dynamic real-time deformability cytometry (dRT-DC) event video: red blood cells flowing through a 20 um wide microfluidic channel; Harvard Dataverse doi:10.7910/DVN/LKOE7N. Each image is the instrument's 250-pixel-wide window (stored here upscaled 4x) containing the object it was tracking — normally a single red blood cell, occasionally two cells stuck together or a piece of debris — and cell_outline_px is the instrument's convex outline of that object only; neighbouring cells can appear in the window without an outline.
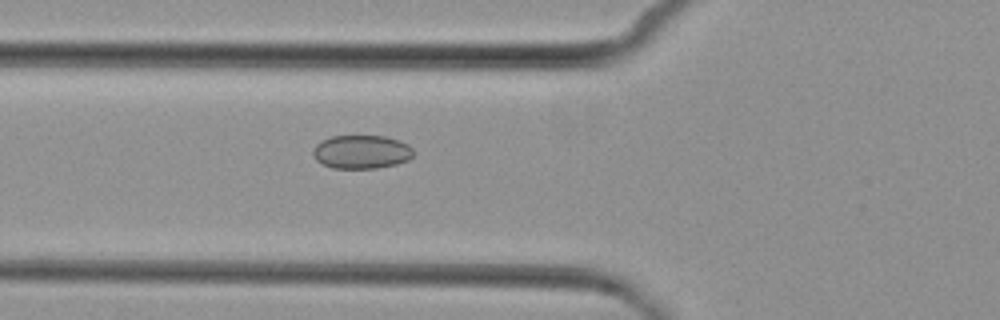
{"species": "common noctule bat (a hibernating species)", "species_latin": "Nyctalus noctula", "temperature_condition": "cold", "stored_images_in_passage": 6, "camera_frame_rate_fps": 3000, "um_per_image_px": 0.085, "animal": {"sex": "female", "body_mass_g": 29.2, "forearm_length_mm": 56.3}, "frame": {"image": 1, "passage_image": 6, "time_ms": 5.667, "image_size_px": [1000, 320], "cell_outline_px": [[412, 156], [408, 160], [396, 164], [376, 168], [332, 168], [316, 160], [312, 152], [312, 148], [316, 144], [332, 136], [384, 136], [408, 144], [412, 148]], "centroid_in_image_um": [30.7, 12.91], "position_along_channel_um": 95.1, "area_um2": 19.48}}